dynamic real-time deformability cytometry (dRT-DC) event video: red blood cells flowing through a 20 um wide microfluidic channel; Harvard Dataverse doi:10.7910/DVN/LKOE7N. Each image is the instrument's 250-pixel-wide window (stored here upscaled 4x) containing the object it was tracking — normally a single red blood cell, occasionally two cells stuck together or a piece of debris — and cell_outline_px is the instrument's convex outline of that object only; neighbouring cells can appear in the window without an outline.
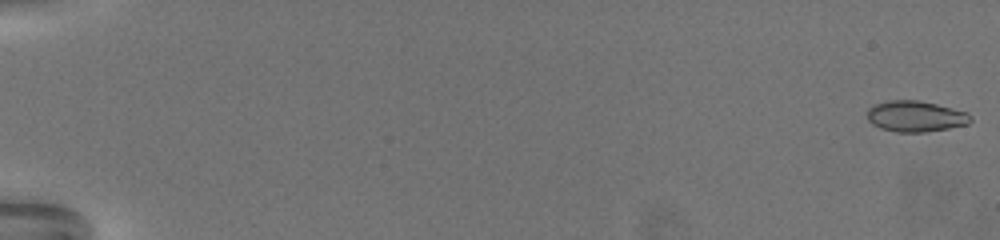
{"species": "common noctule bat (a hibernating species)", "species_latin": "Nyctalus noctula", "temperature_condition": "warm", "stored_images_in_passage": 72, "camera_frame_rate_fps": 3000, "um_per_image_px": 0.085, "animal": {"sex": "female", "body_mass_g": 19.5, "forearm_length_mm": 54.1}, "frame": {"image": 1, "passage_image": 1, "time_ms": 0.0, "image_size_px": [1000, 240], "cell_outline_px": [[972, 120], [968, 124], [948, 128], [924, 132], [896, 132], [880, 128], [872, 124], [868, 120], [868, 108], [872, 104], [888, 100], [916, 100], [936, 104], [968, 112], [972, 116]], "centroid_in_image_um": [77.81, 9.88], "position_along_channel_um": 7.2, "area_um2": 18.73}}
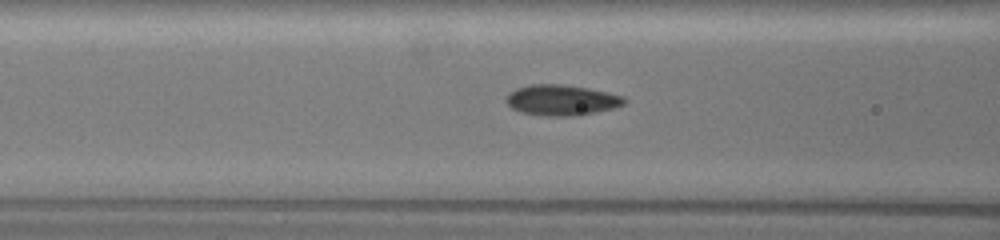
{"frame": {"image": 2, "passage_image": 33, "time_ms": 10.667, "image_size_px": [1000, 240], "cell_outline_px": [[628, 100], [624, 104], [616, 108], [580, 116], [544, 116], [520, 112], [512, 108], [504, 100], [508, 92], [516, 88], [532, 84], [560, 84], [588, 88], [624, 96]], "centroid_in_image_um": [47.74, 8.52], "position_along_channel_um": 118.9, "area_um2": 21.44}}
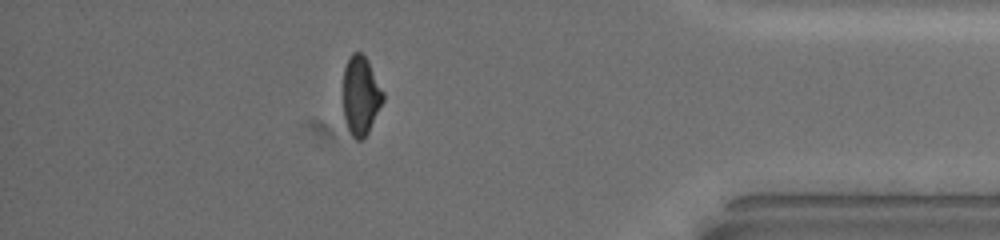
{"frame": {"image": 3, "passage_image": 64, "time_ms": 21.0, "image_size_px": [1000, 240], "cell_outline_px": [[384, 100], [364, 140], [356, 140], [348, 132], [344, 120], [344, 68], [352, 52], [360, 52], [368, 60], [384, 92]], "centroid_in_image_um": [30.67, 8.15], "position_along_channel_um": 404.5, "area_um2": 18.44}, "authors_computed_cell_mechanics": {"area_um2": 19.3052, "velocity_mm_per_s": 3.0547, "shape_relaxation_time_tau1_ms": 10.1312, "shape_relaxation_time_tau2_ms": 2.3617, "deformation_change_tau1": 0.2162, "deformation_change_tau2": 0.057}}